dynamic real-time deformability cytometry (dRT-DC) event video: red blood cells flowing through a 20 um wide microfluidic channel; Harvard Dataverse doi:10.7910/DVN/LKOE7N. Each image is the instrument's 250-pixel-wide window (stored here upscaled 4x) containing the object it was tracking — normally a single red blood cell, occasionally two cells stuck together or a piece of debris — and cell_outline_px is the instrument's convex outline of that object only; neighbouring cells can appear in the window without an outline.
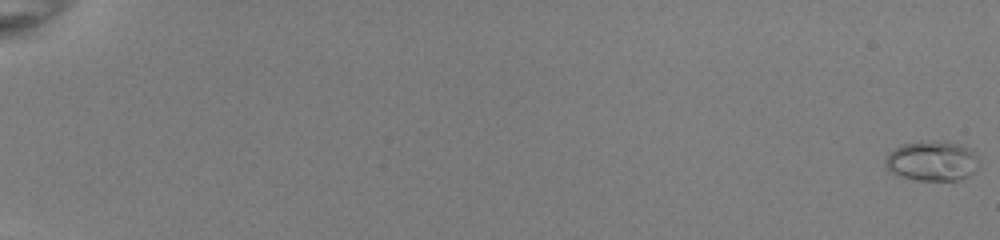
{"species": "common noctule bat (a hibernating species)", "species_latin": "Nyctalus noctula", "temperature_condition": "room temperature", "stored_images_in_passage": 10, "camera_frame_rate_fps": 3000, "um_per_image_px": 0.085, "animal": {"sex": "female", "body_mass_g": 22.0, "forearm_length_mm": 56.7}, "frame": {"image": 1, "passage_image": 1, "time_ms": 0.0, "image_size_px": [1000, 240], "cell_outline_px": [[980, 168], [968, 176], [956, 180], [916, 180], [900, 176], [892, 172], [884, 164], [884, 160], [888, 152], [904, 144], [920, 140], [948, 140], [972, 148], [976, 156]], "centroid_in_image_um": [79.25, 13.65], "position_along_channel_um": 5.7, "area_um2": 22.31}}